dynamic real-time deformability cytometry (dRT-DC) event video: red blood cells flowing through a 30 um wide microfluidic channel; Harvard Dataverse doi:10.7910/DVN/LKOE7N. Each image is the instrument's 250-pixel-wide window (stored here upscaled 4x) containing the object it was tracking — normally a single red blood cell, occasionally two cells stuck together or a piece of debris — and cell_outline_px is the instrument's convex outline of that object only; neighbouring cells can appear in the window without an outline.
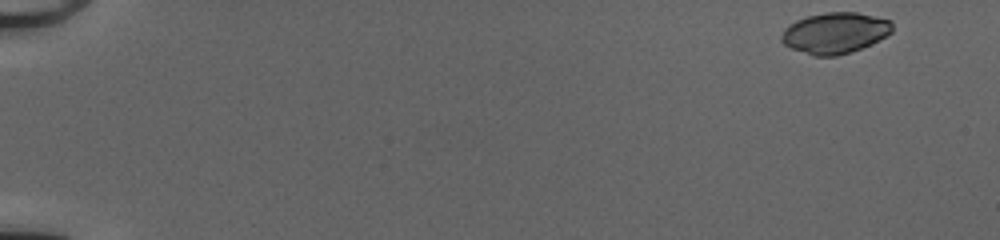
{"species": "common noctule bat (a hibernating species)", "species_latin": "Nyctalus noctula", "temperature_condition": "cold", "stored_images_in_passage": 50, "camera_frame_rate_fps": 3000, "um_per_image_px": 0.085, "animal": {"sex": "female", "body_mass_g": 20.0, "forearm_length_mm": 54.0}, "frame": {"image": 1, "passage_image": 1, "time_ms": 0.0, "image_size_px": [1000, 240], "cell_outline_px": [[892, 32], [852, 52], [836, 56], [812, 56], [792, 48], [784, 44], [780, 40], [780, 36], [784, 28], [788, 24], [796, 20], [808, 16], [828, 12], [856, 12], [892, 20]], "centroid_in_image_um": [70.93, 2.8], "position_along_channel_um": 14.1, "area_um2": 26.36}}
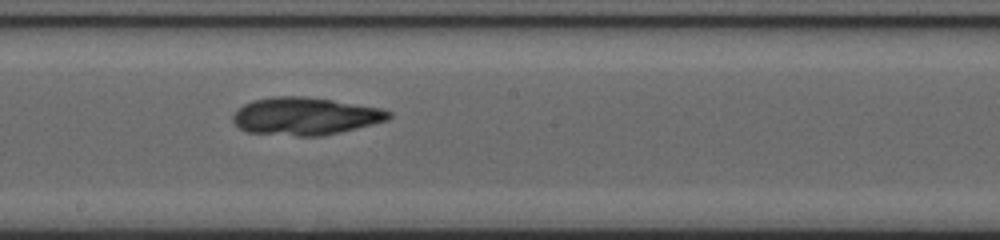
{"frame": {"image": 2, "passage_image": 29, "time_ms": 9.333, "image_size_px": [1000, 240], "cell_outline_px": [[392, 116], [388, 120], [340, 132], [320, 136], [296, 136], [248, 132], [240, 128], [232, 120], [232, 116], [244, 104], [252, 100], [272, 96], [304, 96], [332, 100], [384, 108], [392, 112]], "centroid_in_image_um": [25.97, 9.87], "position_along_channel_um": 222.2, "area_um2": 34.16}}
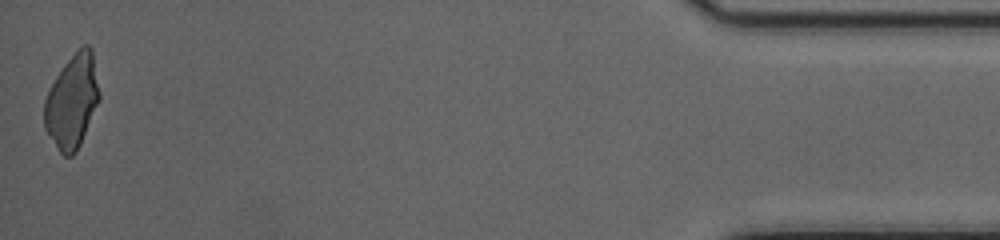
{"frame": {"image": 3, "passage_image": 50, "time_ms": 16.333, "image_size_px": [1000, 240], "cell_outline_px": [[100, 100], [80, 144], [76, 152], [72, 156], [64, 156], [60, 152], [44, 128], [44, 100], [56, 76], [64, 64], [84, 44], [88, 44], [92, 48], [100, 92]], "centroid_in_image_um": [6.14, 8.62], "position_along_channel_um": 429.1, "area_um2": 29.88}}